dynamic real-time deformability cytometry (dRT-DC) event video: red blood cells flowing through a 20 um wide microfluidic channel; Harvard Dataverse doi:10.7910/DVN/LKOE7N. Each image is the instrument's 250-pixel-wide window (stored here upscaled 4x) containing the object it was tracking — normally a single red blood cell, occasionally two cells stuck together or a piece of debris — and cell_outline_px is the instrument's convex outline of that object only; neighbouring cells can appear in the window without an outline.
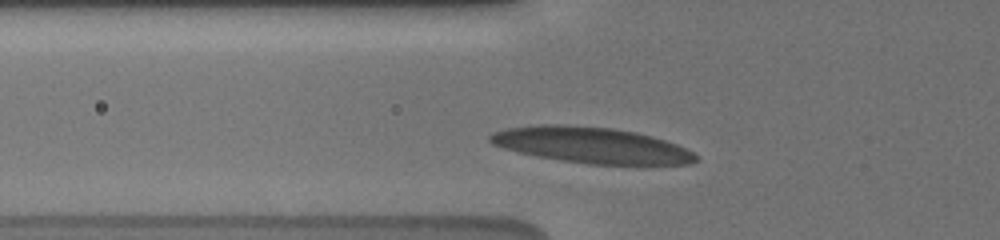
{"species": "human", "species_latin": "Homo sapiens", "temperature_condition": "cold", "stored_images_in_passage": 13, "camera_frame_rate_fps": 3000, "um_per_image_px": 0.085, "donor": {"sex": "male"}, "frame": {"image": 1, "passage_image": 4, "time_ms": 1.667, "image_size_px": [1000, 240], "cell_outline_px": [[696, 160], [692, 164], [640, 168], [588, 164], [560, 160], [536, 156], [504, 148], [492, 144], [488, 140], [488, 136], [496, 132], [508, 128], [544, 124], [564, 124], [612, 128], [636, 132], [652, 136], [676, 144], [692, 152], [696, 156]], "centroid_in_image_um": [50.39, 12.39], "position_along_channel_um": 75.4, "area_um2": 44.22}}
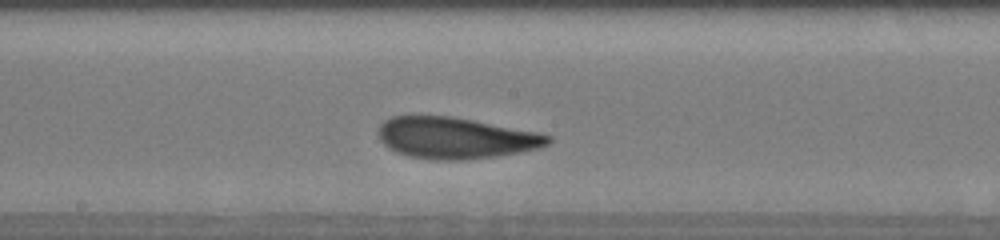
{"frame": {"image": 2, "passage_image": 10, "time_ms": 5.333, "image_size_px": [1000, 240], "cell_outline_px": [[552, 140], [548, 144], [540, 148], [520, 152], [496, 156], [464, 160], [432, 160], [408, 156], [396, 152], [388, 148], [380, 140], [380, 124], [384, 120], [392, 116], [452, 116], [536, 132], [552, 136]], "centroid_in_image_um": [38.72, 11.73], "position_along_channel_um": 209.5, "area_um2": 40.81}}
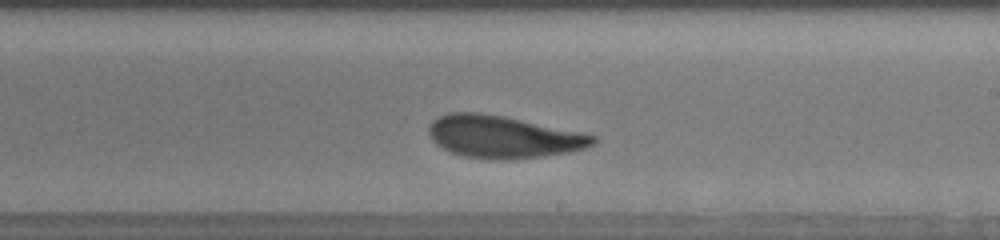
{"frame": {"image": 3, "passage_image": 12, "time_ms": 6.333, "image_size_px": [1000, 240], "cell_outline_px": [[596, 144], [584, 148], [568, 152], [544, 156], [508, 160], [492, 160], [464, 156], [452, 152], [436, 144], [432, 140], [428, 132], [428, 128], [432, 120], [448, 112], [480, 112], [504, 116], [580, 132], [596, 136]], "centroid_in_image_um": [42.75, 11.63], "position_along_channel_um": 246.3, "area_um2": 40.52}}